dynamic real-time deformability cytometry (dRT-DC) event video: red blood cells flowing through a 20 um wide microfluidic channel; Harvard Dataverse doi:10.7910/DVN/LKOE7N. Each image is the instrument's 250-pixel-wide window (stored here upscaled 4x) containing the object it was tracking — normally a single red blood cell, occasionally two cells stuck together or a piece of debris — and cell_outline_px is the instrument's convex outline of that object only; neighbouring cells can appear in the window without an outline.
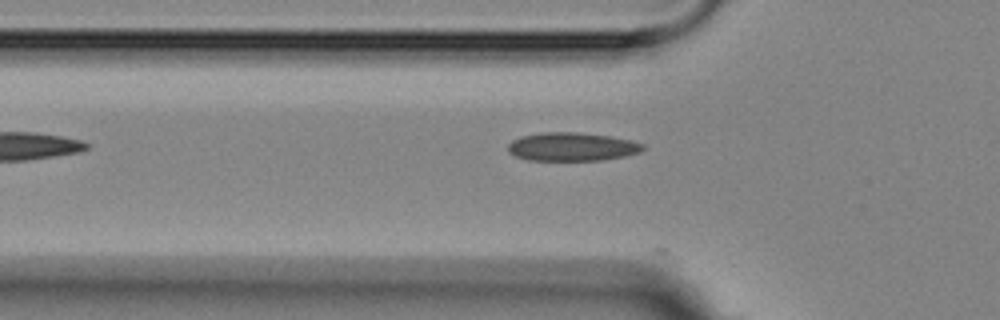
{"species": "Egyptian fruit bat (a non-hibernating species)", "species_latin": "Rousettus aegyptiacus", "temperature_condition": "room temperature", "stored_images_in_passage": 4, "camera_frame_rate_fps": 3000, "um_per_image_px": 0.085, "animal": {"sex": "female"}, "frame": {"image": 1, "passage_image": 4, "time_ms": 3.667, "image_size_px": [1000, 320], "cell_outline_px": [[644, 148], [640, 152], [624, 156], [600, 160], [528, 160], [516, 156], [508, 152], [508, 144], [512, 140], [520, 136], [540, 132], [576, 132], [608, 136], [632, 140], [644, 144]], "centroid_in_image_um": [48.59, 12.46], "position_along_channel_um": 77.2, "area_um2": 22.37}}